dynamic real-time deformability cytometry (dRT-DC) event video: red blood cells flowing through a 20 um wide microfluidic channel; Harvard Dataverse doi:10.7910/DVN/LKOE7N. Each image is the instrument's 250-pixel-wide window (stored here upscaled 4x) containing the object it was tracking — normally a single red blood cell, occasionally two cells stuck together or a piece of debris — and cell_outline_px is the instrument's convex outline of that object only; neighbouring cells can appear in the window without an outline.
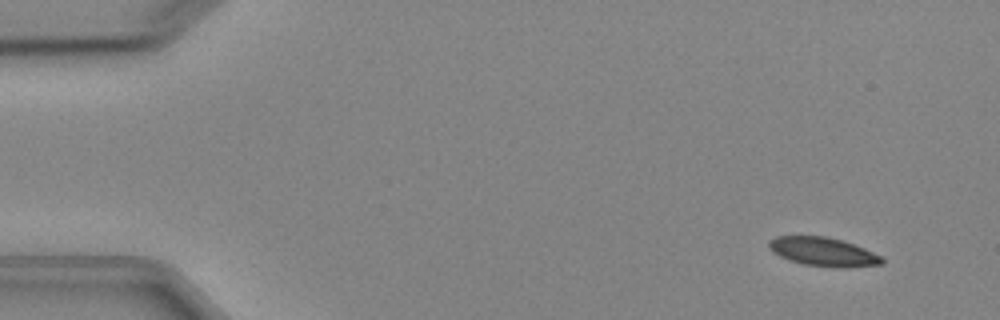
{"species": "Egyptian fruit bat (a non-hibernating species)", "species_latin": "Rousettus aegyptiacus", "temperature_condition": "cold", "stored_images_in_passage": 4, "camera_frame_rate_fps": 3000, "um_per_image_px": 0.085, "animal": {"sex": "female"}, "frame": {"image": 1, "passage_image": 1, "time_ms": 0.0, "image_size_px": [1000, 320], "cell_outline_px": [[884, 264], [848, 268], [840, 268], [804, 264], [788, 260], [772, 252], [768, 248], [768, 240], [776, 236], [824, 236], [840, 240], [864, 248], [884, 256]], "centroid_in_image_um": [69.99, 21.41], "position_along_channel_um": 15.0, "area_um2": 19.13}}